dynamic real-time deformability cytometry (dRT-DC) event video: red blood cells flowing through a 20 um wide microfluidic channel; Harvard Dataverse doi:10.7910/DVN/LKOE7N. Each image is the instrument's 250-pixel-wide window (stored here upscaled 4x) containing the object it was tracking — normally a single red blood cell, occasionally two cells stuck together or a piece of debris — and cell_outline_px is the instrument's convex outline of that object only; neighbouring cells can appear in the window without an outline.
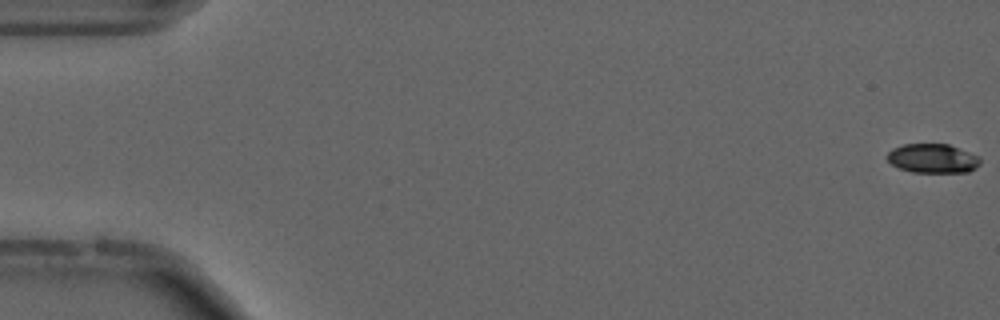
{"species": "common noctule bat (a hibernating species)", "species_latin": "Nyctalus noctula", "temperature_condition": "cold", "stored_images_in_passage": 56, "camera_frame_rate_fps": 3000, "um_per_image_px": 0.085, "animal": {"sex": "male", "forearm_length_mm": 52.5}, "frame": {"image": 1, "passage_image": 1, "time_ms": 0.0, "image_size_px": [1000, 320], "cell_outline_px": [[980, 164], [976, 168], [968, 172], [912, 172], [900, 168], [892, 164], [884, 156], [892, 148], [904, 144], [948, 144], [980, 156]], "centroid_in_image_um": [79.28, 13.46], "position_along_channel_um": 5.7, "area_um2": 15.9}}
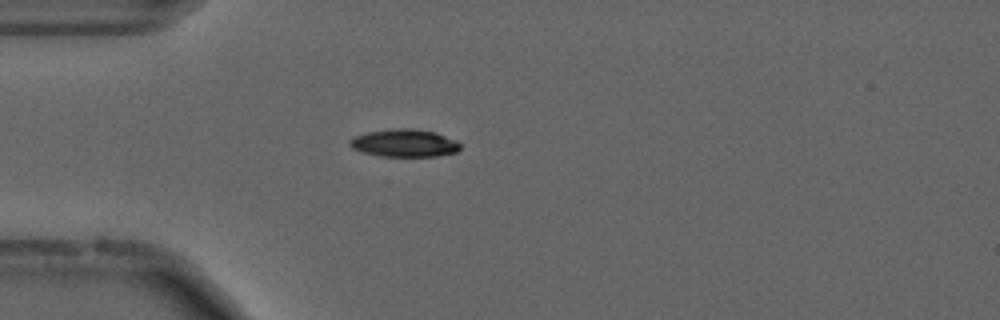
{"frame": {"image": 2, "passage_image": 16, "time_ms": 5.0, "image_size_px": [1000, 320], "cell_outline_px": [[460, 148], [456, 152], [436, 156], [380, 156], [364, 152], [352, 148], [348, 144], [348, 140], [356, 136], [368, 132], [392, 128], [412, 128], [436, 132], [456, 140], [460, 144]], "centroid_in_image_um": [34.37, 12.15], "position_along_channel_um": 50.6, "area_um2": 17.8}}
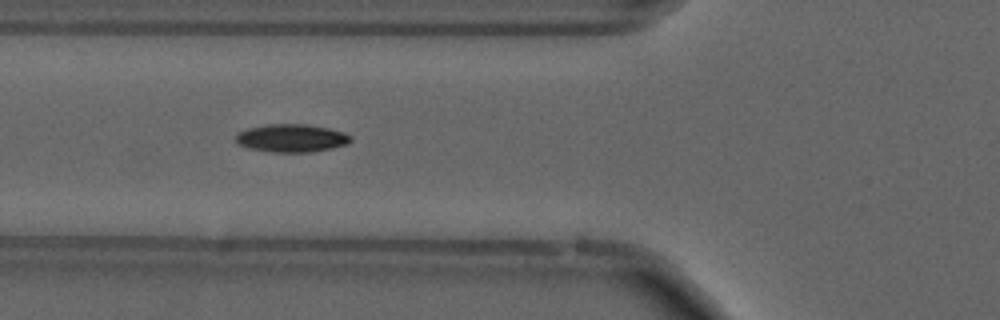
{"frame": {"image": 3, "passage_image": 21, "time_ms": 6.667, "image_size_px": [1000, 320], "cell_outline_px": [[352, 140], [348, 144], [332, 148], [312, 152], [268, 152], [248, 148], [240, 144], [236, 140], [236, 132], [248, 128], [264, 124], [308, 124], [328, 128], [344, 132], [352, 136]], "centroid_in_image_um": [24.79, 11.74], "position_along_channel_um": 101.0, "area_um2": 18.96}, "authors_computed_cell_mechanics": {"area_um2": 16.8487, "velocity_mm_per_s": 3.6983, "shape_relaxation_time_tau1_ms": 2.3696, "shape_relaxation_time_tau2_ms": null, "deformation_change_tau1": 0.0991, "deformation_change_tau2": null}}